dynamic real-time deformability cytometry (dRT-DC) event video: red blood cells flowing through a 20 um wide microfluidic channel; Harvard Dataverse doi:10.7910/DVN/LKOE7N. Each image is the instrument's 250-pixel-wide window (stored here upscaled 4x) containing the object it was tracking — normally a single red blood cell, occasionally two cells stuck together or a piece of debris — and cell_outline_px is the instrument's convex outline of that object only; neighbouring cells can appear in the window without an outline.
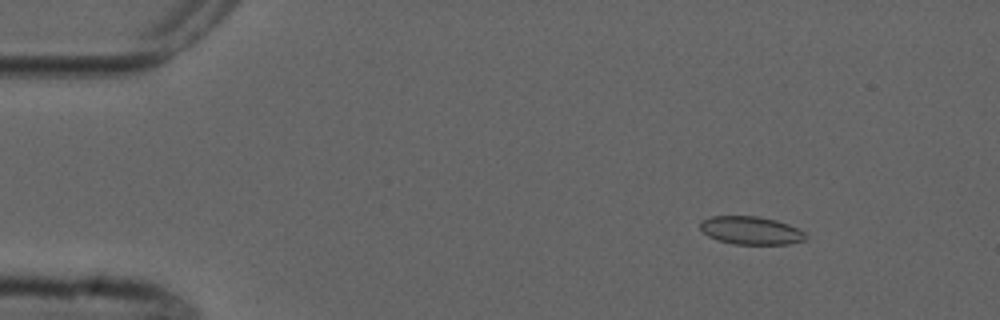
{"species": "common noctule bat (a hibernating species)", "species_latin": "Nyctalus noctula", "temperature_condition": "cold", "stored_images_in_passage": 5, "camera_frame_rate_fps": 3000, "um_per_image_px": 0.085, "animal": {"sex": "male", "forearm_length_mm": 52.5}, "frame": {"image": 1, "passage_image": 2, "time_ms": 1.0, "image_size_px": [1000, 320], "cell_outline_px": [[808, 236], [804, 240], [788, 244], [732, 244], [716, 240], [708, 236], [700, 228], [700, 224], [704, 220], [712, 216], [760, 216], [776, 220], [788, 224], [804, 232]], "centroid_in_image_um": [63.83, 19.59], "position_along_channel_um": 21.2, "area_um2": 17.22}}